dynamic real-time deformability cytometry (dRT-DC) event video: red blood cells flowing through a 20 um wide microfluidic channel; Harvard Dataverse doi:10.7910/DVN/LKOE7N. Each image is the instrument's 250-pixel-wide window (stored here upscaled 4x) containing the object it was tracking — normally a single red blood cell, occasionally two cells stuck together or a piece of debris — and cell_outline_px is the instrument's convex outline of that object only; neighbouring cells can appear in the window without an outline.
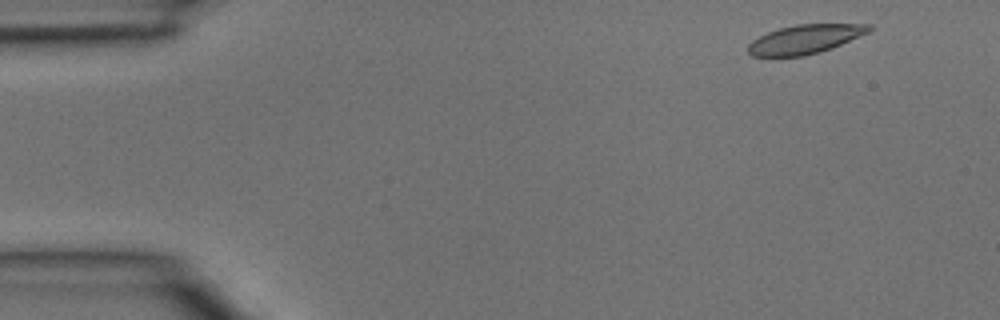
{"species": "common noctule bat (a hibernating species)", "species_latin": "Nyctalus noctula", "temperature_condition": "room temperature", "stored_images_in_passage": 3, "camera_frame_rate_fps": 3000, "um_per_image_px": 0.085, "animal": {"sex": "male", "body_mass_g": 15.6}, "frame": {"image": 1, "passage_image": 1, "time_ms": 0.0, "image_size_px": [1000, 320], "cell_outline_px": [[872, 28], [868, 32], [832, 48], [820, 52], [804, 56], [752, 56], [748, 52], [748, 44], [752, 40], [768, 32], [780, 28], [796, 24], [872, 24]], "centroid_in_image_um": [68.42, 3.33], "position_along_channel_um": 16.6, "area_um2": 20.29}}